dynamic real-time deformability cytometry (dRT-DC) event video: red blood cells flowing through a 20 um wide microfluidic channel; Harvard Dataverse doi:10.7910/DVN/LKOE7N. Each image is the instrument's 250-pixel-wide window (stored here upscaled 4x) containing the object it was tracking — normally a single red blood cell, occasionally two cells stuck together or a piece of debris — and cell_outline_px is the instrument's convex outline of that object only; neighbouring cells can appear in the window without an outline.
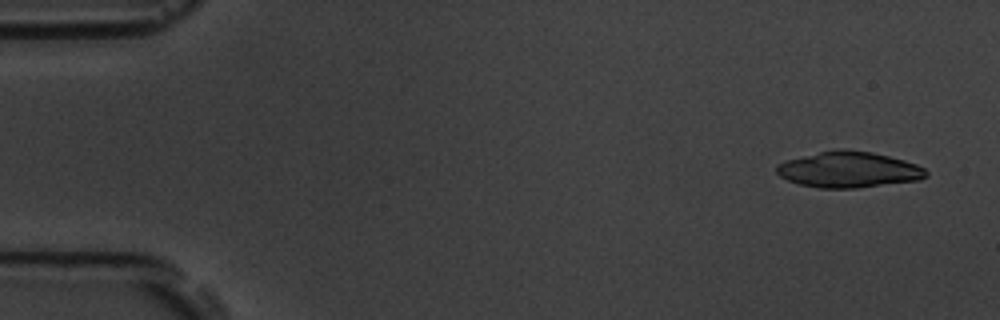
{"species": "common noctule bat (a hibernating species)", "species_latin": "Nyctalus noctula", "temperature_condition": "room temperature", "stored_images_in_passage": 16, "camera_frame_rate_fps": 3000, "um_per_image_px": 0.085, "animal": {"sex": "male", "body_mass_g": 19.5, "forearm_length_mm": 54.6}, "frame": {"image": 1, "passage_image": 2, "time_ms": 0.333, "image_size_px": [1000, 320], "cell_outline_px": [[928, 176], [920, 180], [856, 188], [820, 188], [800, 184], [788, 180], [780, 176], [776, 172], [776, 164], [784, 160], [836, 148], [840, 148], [872, 152], [904, 160], [916, 164], [924, 168], [928, 172]], "centroid_in_image_um": [72.13, 14.41], "position_along_channel_um": 12.9, "area_um2": 31.44}}